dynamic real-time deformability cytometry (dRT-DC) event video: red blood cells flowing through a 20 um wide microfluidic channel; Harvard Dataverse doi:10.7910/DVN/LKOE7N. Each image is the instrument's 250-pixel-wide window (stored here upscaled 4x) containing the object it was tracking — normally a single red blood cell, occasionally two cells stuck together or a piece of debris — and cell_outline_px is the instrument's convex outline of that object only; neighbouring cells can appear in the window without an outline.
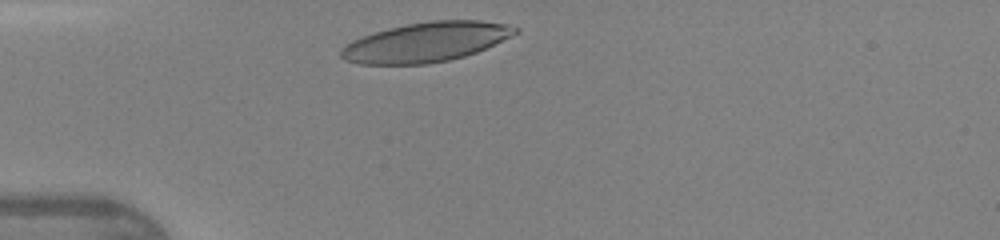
{"species": "human", "species_latin": "Homo sapiens", "temperature_condition": "warm", "stored_images_in_passage": 28, "camera_frame_rate_fps": 3000, "um_per_image_px": 0.085, "donor": {"sex": "female"}, "frame": {"image": 1, "passage_image": 2, "time_ms": 0.333, "image_size_px": [1000, 240], "cell_outline_px": [[520, 32], [512, 36], [476, 52], [464, 56], [448, 60], [428, 64], [360, 64], [344, 60], [340, 56], [340, 52], [352, 40], [388, 28], [408, 24], [432, 20], [480, 20], [508, 24], [520, 28]], "centroid_in_image_um": [36.26, 3.57], "position_along_channel_um": 48.7, "area_um2": 40.0}}
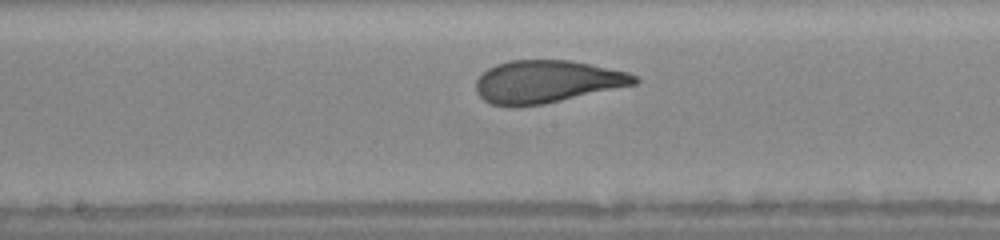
{"frame": {"image": 2, "passage_image": 14, "time_ms": 4.333, "image_size_px": [1000, 240], "cell_outline_px": [[640, 80], [636, 84], [544, 104], [512, 108], [504, 108], [492, 104], [484, 100], [476, 92], [476, 80], [488, 68], [496, 64], [512, 60], [572, 60], [592, 64], [628, 72], [636, 76]], "centroid_in_image_um": [46.46, 6.95], "position_along_channel_um": 201.7, "area_um2": 39.65}}
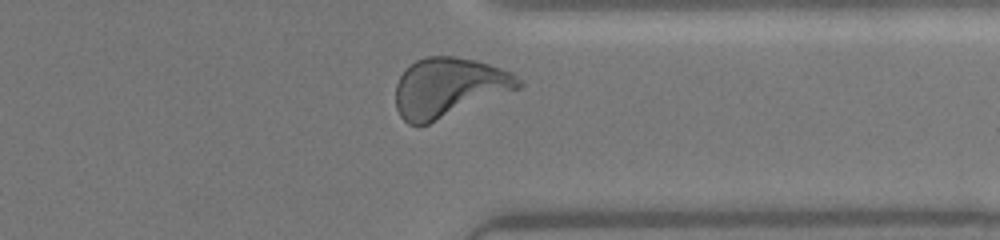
{"frame": {"image": 3, "passage_image": 26, "time_ms": 8.333, "image_size_px": [1000, 240], "cell_outline_px": [[524, 84], [520, 88], [428, 124], [408, 124], [400, 116], [396, 108], [396, 84], [404, 68], [408, 64], [416, 60], [428, 56], [456, 56], [476, 60], [512, 72]], "centroid_in_image_um": [38.13, 7.41], "position_along_channel_um": 373.3, "area_um2": 42.48}, "authors_computed_cell_mechanics": {"area_um2": 39.9976, "velocity_mm_per_s": 4.3019, "shape_relaxation_time_tau1_ms": 3.4895, "shape_relaxation_time_tau2_ms": 0.6281, "deformation_change_tau1": 0.1757, "deformation_change_tau2": 0.0727}}